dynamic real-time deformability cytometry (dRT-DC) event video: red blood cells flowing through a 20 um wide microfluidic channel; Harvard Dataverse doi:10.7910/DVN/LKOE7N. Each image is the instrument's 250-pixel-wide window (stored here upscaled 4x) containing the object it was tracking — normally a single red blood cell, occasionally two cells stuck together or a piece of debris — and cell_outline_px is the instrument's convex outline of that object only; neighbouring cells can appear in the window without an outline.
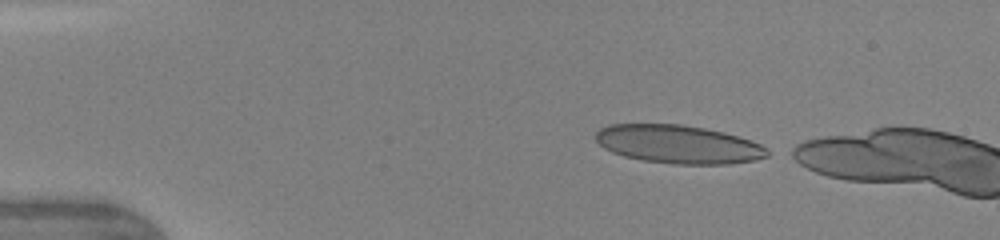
{"species": "human", "species_latin": "Homo sapiens", "temperature_condition": "warm", "stored_images_in_passage": 6, "camera_frame_rate_fps": 3000, "um_per_image_px": 0.085, "donor": {"sex": "female"}, "frame": {"image": 1, "passage_image": 1, "time_ms": 0.0, "image_size_px": [1000, 240], "cell_outline_px": [[768, 156], [756, 160], [728, 164], [672, 164], [644, 160], [624, 156], [612, 152], [604, 148], [596, 140], [596, 132], [600, 128], [608, 124], [680, 124], [704, 128], [724, 132], [752, 140], [768, 148]], "centroid_in_image_um": [57.67, 12.26], "position_along_channel_um": 27.3, "area_um2": 38.44}}